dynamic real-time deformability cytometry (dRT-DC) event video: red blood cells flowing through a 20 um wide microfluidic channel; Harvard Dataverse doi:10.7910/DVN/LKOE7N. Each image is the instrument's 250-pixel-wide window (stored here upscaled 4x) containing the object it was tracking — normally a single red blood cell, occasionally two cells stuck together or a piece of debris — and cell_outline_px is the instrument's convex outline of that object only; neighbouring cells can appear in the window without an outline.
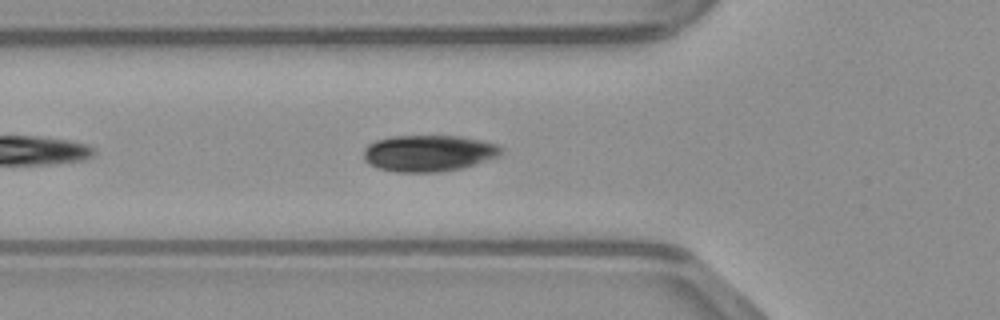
{"species": "common noctule bat (a hibernating species)", "species_latin": "Nyctalus noctula", "temperature_condition": "warm", "stored_images_in_passage": 15, "camera_frame_rate_fps": 3000, "um_per_image_px": 0.085, "animal": {"sex": "male", "body_mass_g": 23.1, "forearm_length_mm": 52.7}, "frame": {"image": 1, "passage_image": 5, "time_ms": 1.333, "image_size_px": [1000, 320], "cell_outline_px": [[504, 148], [496, 156], [460, 168], [440, 172], [396, 172], [380, 168], [368, 164], [364, 160], [364, 148], [368, 144], [376, 140], [392, 136], [456, 136], [480, 140], [496, 144]], "centroid_in_image_um": [36.36, 13.02], "position_along_channel_um": 89.4, "area_um2": 28.84}}
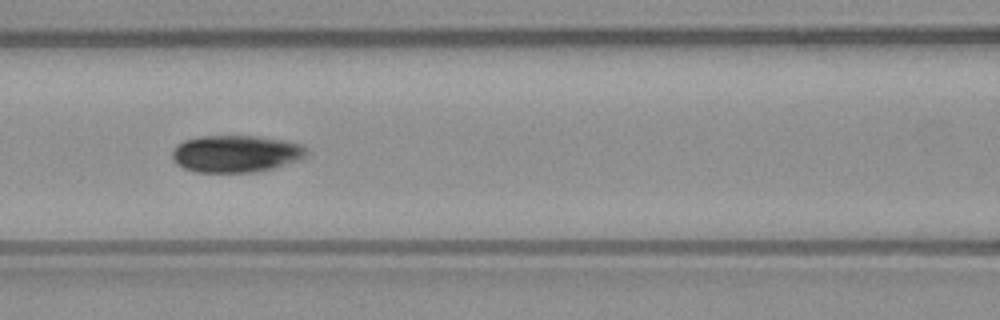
{"frame": {"image": 2, "passage_image": 9, "time_ms": 2.667, "image_size_px": [1000, 320], "cell_outline_px": [[308, 152], [304, 156], [296, 160], [272, 168], [256, 172], [196, 172], [184, 168], [176, 164], [172, 160], [172, 152], [176, 144], [184, 140], [200, 136], [260, 136], [288, 140], [304, 144], [308, 148]], "centroid_in_image_um": [20.04, 13.05], "position_along_channel_um": 146.6, "area_um2": 29.3}}